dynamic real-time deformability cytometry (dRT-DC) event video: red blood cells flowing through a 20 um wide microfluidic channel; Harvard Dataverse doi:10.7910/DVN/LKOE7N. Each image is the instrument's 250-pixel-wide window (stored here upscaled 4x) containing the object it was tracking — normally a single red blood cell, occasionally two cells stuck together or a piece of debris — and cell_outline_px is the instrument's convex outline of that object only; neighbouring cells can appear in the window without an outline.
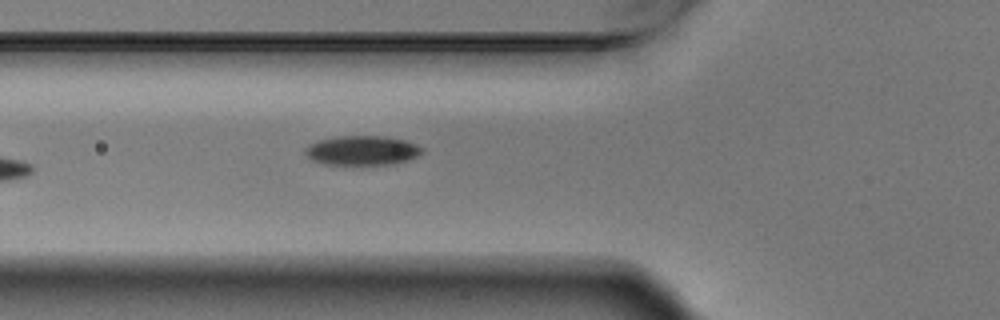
{"species": "Egyptian fruit bat (a non-hibernating species)", "species_latin": "Rousettus aegyptiacus", "temperature_condition": "warm", "stored_images_in_passage": 6, "camera_frame_rate_fps": 3000, "um_per_image_px": 0.085, "animal": {"sex": "male"}, "frame": {"image": 1, "passage_image": 6, "time_ms": 1.667, "image_size_px": [1000, 320], "cell_outline_px": [[424, 152], [408, 160], [396, 164], [324, 164], [312, 160], [304, 152], [304, 148], [320, 140], [336, 136], [384, 136], [404, 140], [416, 144], [424, 148]], "centroid_in_image_um": [30.81, 12.79], "position_along_channel_um": 95.0, "area_um2": 20.0}}